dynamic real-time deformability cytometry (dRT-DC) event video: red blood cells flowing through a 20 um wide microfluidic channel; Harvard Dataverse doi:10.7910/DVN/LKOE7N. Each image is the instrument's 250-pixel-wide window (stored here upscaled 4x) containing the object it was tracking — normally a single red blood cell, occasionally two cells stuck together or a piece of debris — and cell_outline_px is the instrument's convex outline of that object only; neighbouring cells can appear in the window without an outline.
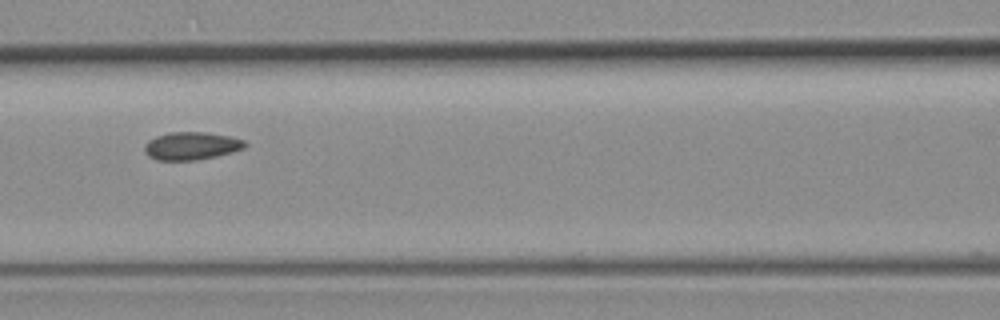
{"species": "common noctule bat (a hibernating species)", "species_latin": "Nyctalus noctula", "temperature_condition": "room temperature", "stored_images_in_passage": 8, "camera_frame_rate_fps": 3000, "um_per_image_px": 0.085, "animal": {"sex": "female", "body_mass_g": 19.3, "forearm_length_mm": 54.1}, "frame": {"image": 1, "passage_image": 8, "time_ms": 8.0, "image_size_px": [1000, 320], "cell_outline_px": [[248, 144], [244, 148], [232, 152], [216, 156], [196, 160], [156, 160], [148, 156], [144, 152], [144, 144], [148, 140], [156, 136], [168, 132], [204, 132], [232, 136], [244, 140]], "centroid_in_image_um": [16.26, 12.39], "position_along_channel_um": 150.3, "area_um2": 16.47}}